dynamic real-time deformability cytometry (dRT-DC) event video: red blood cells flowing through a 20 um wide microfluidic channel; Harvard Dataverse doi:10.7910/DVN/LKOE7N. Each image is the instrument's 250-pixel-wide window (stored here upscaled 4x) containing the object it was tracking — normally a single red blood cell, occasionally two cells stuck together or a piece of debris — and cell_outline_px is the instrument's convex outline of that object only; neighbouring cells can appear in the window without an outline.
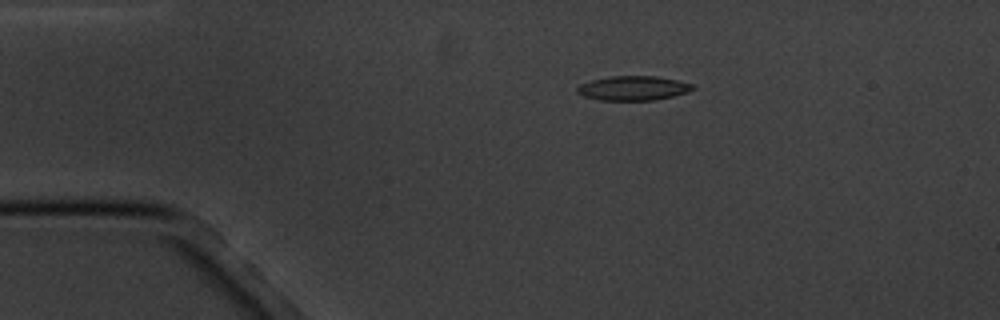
{"species": "common noctule bat (a hibernating species)", "species_latin": "Nyctalus noctula", "temperature_condition": "cold", "stored_images_in_passage": 3, "camera_frame_rate_fps": 3000, "um_per_image_px": 0.085, "animal": {"sex": "male", "body_mass_g": 20.1, "forearm_length_mm": 53.5}, "frame": {"image": 1, "passage_image": 1, "time_ms": 0.0, "image_size_px": [1000, 320], "cell_outline_px": [[696, 88], [688, 92], [672, 96], [652, 100], [600, 100], [584, 96], [576, 92], [576, 88], [580, 84], [592, 80], [608, 76], [656, 76], [676, 80], [692, 84]], "centroid_in_image_um": [53.8, 7.49], "position_along_channel_um": 31.2, "area_um2": 16.36}}
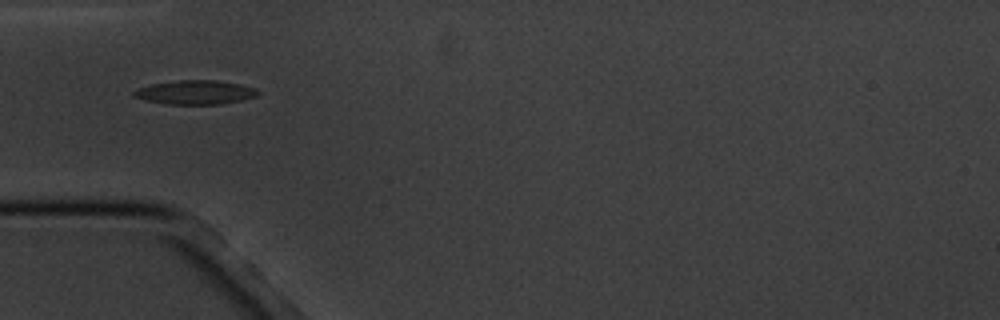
{"frame": {"image": 2, "passage_image": 3, "time_ms": 2.333, "image_size_px": [1000, 320], "cell_outline_px": [[260, 92], [256, 96], [240, 100], [220, 104], [164, 104], [144, 100], [132, 96], [132, 92], [136, 88], [152, 84], [180, 80], [212, 80], [240, 84], [256, 88]], "centroid_in_image_um": [16.55, 7.85], "position_along_channel_um": 68.4, "area_um2": 17.34}}